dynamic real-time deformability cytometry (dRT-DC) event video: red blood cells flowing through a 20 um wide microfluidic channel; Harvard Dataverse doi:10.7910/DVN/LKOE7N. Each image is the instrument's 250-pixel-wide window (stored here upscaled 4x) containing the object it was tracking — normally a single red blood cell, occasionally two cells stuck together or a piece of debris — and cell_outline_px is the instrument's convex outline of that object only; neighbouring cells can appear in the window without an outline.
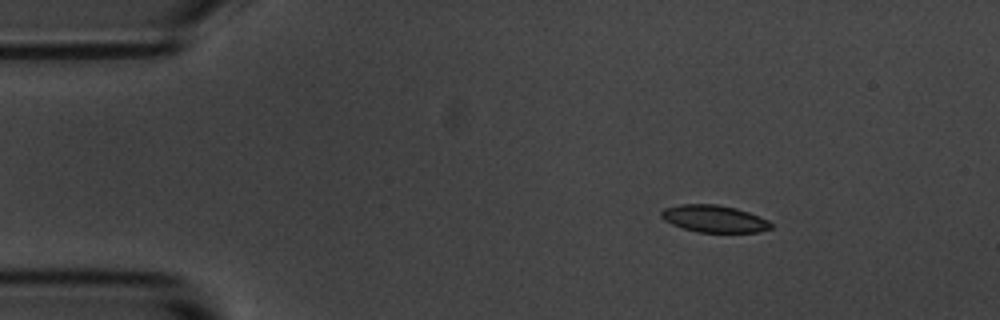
{"species": "common noctule bat (a hibernating species)", "species_latin": "Nyctalus noctula", "temperature_condition": "room temperature", "stored_images_in_passage": 3, "camera_frame_rate_fps": 3000, "um_per_image_px": 0.085, "animal": {"sex": "male", "body_mass_g": 20.1, "forearm_length_mm": 53.5}, "frame": {"image": 1, "passage_image": 1, "time_ms": 0.0, "image_size_px": [1000, 320], "cell_outline_px": [[772, 228], [756, 232], [696, 232], [672, 224], [664, 220], [660, 216], [660, 212], [664, 208], [680, 204], [716, 204], [736, 208], [748, 212], [768, 220], [772, 224]], "centroid_in_image_um": [60.68, 18.59], "position_along_channel_um": 24.3, "area_um2": 17.28}}